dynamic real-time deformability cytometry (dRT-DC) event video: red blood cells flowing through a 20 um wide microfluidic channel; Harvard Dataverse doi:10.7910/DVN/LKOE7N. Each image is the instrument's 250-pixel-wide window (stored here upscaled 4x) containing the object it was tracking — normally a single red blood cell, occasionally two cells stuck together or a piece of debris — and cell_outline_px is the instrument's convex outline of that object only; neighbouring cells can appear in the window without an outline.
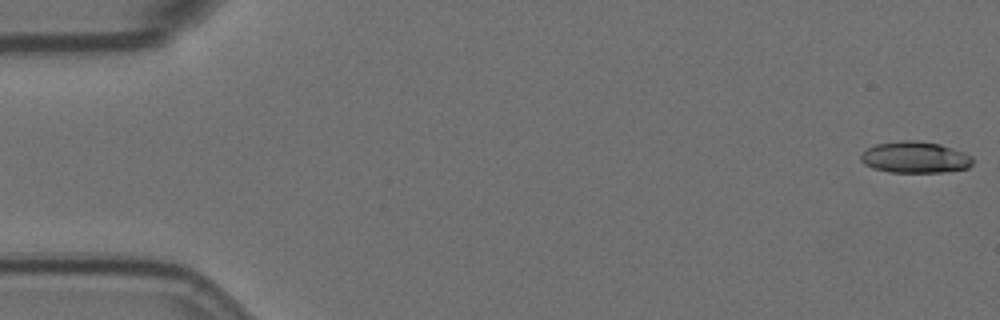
{"species": "Egyptian fruit bat (a non-hibernating species)", "species_latin": "Rousettus aegyptiacus", "temperature_condition": "room temperature", "stored_images_in_passage": 6, "camera_frame_rate_fps": 3000, "um_per_image_px": 0.085, "animal": {"sex": "female"}, "frame": {"image": 1, "passage_image": 1, "time_ms": 0.0, "image_size_px": [1000, 320], "cell_outline_px": [[972, 164], [968, 168], [944, 172], [888, 172], [872, 168], [864, 164], [860, 160], [860, 156], [868, 148], [876, 144], [900, 140], [916, 140], [940, 144], [964, 152], [972, 156]], "centroid_in_image_um": [77.77, 13.37], "position_along_channel_um": 7.2, "area_um2": 20.58}}
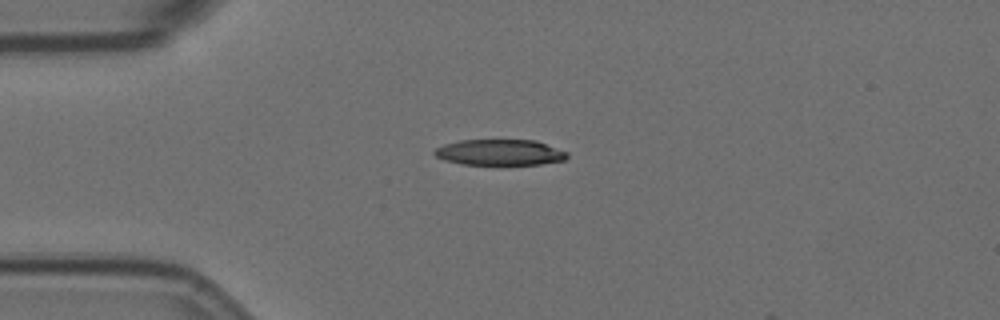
{"frame": {"image": 2, "passage_image": 5, "time_ms": 4.333, "image_size_px": [1000, 320], "cell_outline_px": [[568, 156], [564, 160], [540, 164], [460, 164], [444, 160], [436, 156], [432, 152], [436, 148], [444, 144], [460, 140], [536, 140], [568, 152]], "centroid_in_image_um": [42.47, 12.94], "position_along_channel_um": 42.5, "area_um2": 19.94}}